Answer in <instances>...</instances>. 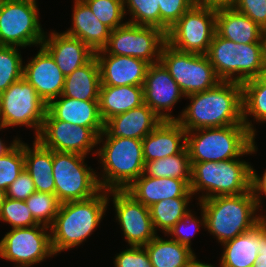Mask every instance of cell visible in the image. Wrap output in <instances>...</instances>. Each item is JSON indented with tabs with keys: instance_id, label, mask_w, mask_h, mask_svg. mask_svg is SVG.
Here are the masks:
<instances>
[{
	"instance_id": "1",
	"label": "cell",
	"mask_w": 266,
	"mask_h": 267,
	"mask_svg": "<svg viewBox=\"0 0 266 267\" xmlns=\"http://www.w3.org/2000/svg\"><path fill=\"white\" fill-rule=\"evenodd\" d=\"M190 104L176 121L188 132L243 123L242 85L220 81L215 87L185 96Z\"/></svg>"
},
{
	"instance_id": "2",
	"label": "cell",
	"mask_w": 266,
	"mask_h": 267,
	"mask_svg": "<svg viewBox=\"0 0 266 267\" xmlns=\"http://www.w3.org/2000/svg\"><path fill=\"white\" fill-rule=\"evenodd\" d=\"M108 203V191L103 189L85 200L60 203L50 226L51 245L55 256L86 241L105 217Z\"/></svg>"
},
{
	"instance_id": "3",
	"label": "cell",
	"mask_w": 266,
	"mask_h": 267,
	"mask_svg": "<svg viewBox=\"0 0 266 267\" xmlns=\"http://www.w3.org/2000/svg\"><path fill=\"white\" fill-rule=\"evenodd\" d=\"M198 202L205 216V230L221 244L251 231L263 221L262 213L257 214L261 207L251 190Z\"/></svg>"
},
{
	"instance_id": "4",
	"label": "cell",
	"mask_w": 266,
	"mask_h": 267,
	"mask_svg": "<svg viewBox=\"0 0 266 267\" xmlns=\"http://www.w3.org/2000/svg\"><path fill=\"white\" fill-rule=\"evenodd\" d=\"M255 138L244 124L187 132L190 162H221L257 152Z\"/></svg>"
},
{
	"instance_id": "5",
	"label": "cell",
	"mask_w": 266,
	"mask_h": 267,
	"mask_svg": "<svg viewBox=\"0 0 266 267\" xmlns=\"http://www.w3.org/2000/svg\"><path fill=\"white\" fill-rule=\"evenodd\" d=\"M98 144L99 149L92 155H97L101 162L103 174L97 172L101 189L125 190L143 174L145 161L142 140L98 137Z\"/></svg>"
},
{
	"instance_id": "6",
	"label": "cell",
	"mask_w": 266,
	"mask_h": 267,
	"mask_svg": "<svg viewBox=\"0 0 266 267\" xmlns=\"http://www.w3.org/2000/svg\"><path fill=\"white\" fill-rule=\"evenodd\" d=\"M240 159L191 163L190 190L193 195L202 192L197 200L239 195L250 191L252 164Z\"/></svg>"
},
{
	"instance_id": "7",
	"label": "cell",
	"mask_w": 266,
	"mask_h": 267,
	"mask_svg": "<svg viewBox=\"0 0 266 267\" xmlns=\"http://www.w3.org/2000/svg\"><path fill=\"white\" fill-rule=\"evenodd\" d=\"M206 56L221 81L240 83L257 78L265 60L263 43H236L216 32Z\"/></svg>"
},
{
	"instance_id": "8",
	"label": "cell",
	"mask_w": 266,
	"mask_h": 267,
	"mask_svg": "<svg viewBox=\"0 0 266 267\" xmlns=\"http://www.w3.org/2000/svg\"><path fill=\"white\" fill-rule=\"evenodd\" d=\"M37 0L0 2V45L21 48L40 46L46 32L41 28Z\"/></svg>"
},
{
	"instance_id": "9",
	"label": "cell",
	"mask_w": 266,
	"mask_h": 267,
	"mask_svg": "<svg viewBox=\"0 0 266 267\" xmlns=\"http://www.w3.org/2000/svg\"><path fill=\"white\" fill-rule=\"evenodd\" d=\"M86 156L53 151L55 194L60 203L85 200L100 190L97 173L85 163Z\"/></svg>"
},
{
	"instance_id": "10",
	"label": "cell",
	"mask_w": 266,
	"mask_h": 267,
	"mask_svg": "<svg viewBox=\"0 0 266 267\" xmlns=\"http://www.w3.org/2000/svg\"><path fill=\"white\" fill-rule=\"evenodd\" d=\"M47 112V104L35 88L22 78L0 94V122L5 128L26 126L38 136Z\"/></svg>"
},
{
	"instance_id": "11",
	"label": "cell",
	"mask_w": 266,
	"mask_h": 267,
	"mask_svg": "<svg viewBox=\"0 0 266 267\" xmlns=\"http://www.w3.org/2000/svg\"><path fill=\"white\" fill-rule=\"evenodd\" d=\"M160 62L185 96L209 90L221 81L206 54L182 52L165 43Z\"/></svg>"
},
{
	"instance_id": "12",
	"label": "cell",
	"mask_w": 266,
	"mask_h": 267,
	"mask_svg": "<svg viewBox=\"0 0 266 267\" xmlns=\"http://www.w3.org/2000/svg\"><path fill=\"white\" fill-rule=\"evenodd\" d=\"M216 28V7L194 4L166 33V43L176 50L206 54Z\"/></svg>"
},
{
	"instance_id": "13",
	"label": "cell",
	"mask_w": 266,
	"mask_h": 267,
	"mask_svg": "<svg viewBox=\"0 0 266 267\" xmlns=\"http://www.w3.org/2000/svg\"><path fill=\"white\" fill-rule=\"evenodd\" d=\"M165 43L166 33L160 28L126 22L111 31L107 45L95 54L136 57L151 65L160 62Z\"/></svg>"
},
{
	"instance_id": "14",
	"label": "cell",
	"mask_w": 266,
	"mask_h": 267,
	"mask_svg": "<svg viewBox=\"0 0 266 267\" xmlns=\"http://www.w3.org/2000/svg\"><path fill=\"white\" fill-rule=\"evenodd\" d=\"M49 228L38 224L6 232L0 240V258L16 263L15 267H31L55 256Z\"/></svg>"
},
{
	"instance_id": "15",
	"label": "cell",
	"mask_w": 266,
	"mask_h": 267,
	"mask_svg": "<svg viewBox=\"0 0 266 267\" xmlns=\"http://www.w3.org/2000/svg\"><path fill=\"white\" fill-rule=\"evenodd\" d=\"M99 135L92 129L57 120L48 110L35 138L43 147L88 156L98 146Z\"/></svg>"
},
{
	"instance_id": "16",
	"label": "cell",
	"mask_w": 266,
	"mask_h": 267,
	"mask_svg": "<svg viewBox=\"0 0 266 267\" xmlns=\"http://www.w3.org/2000/svg\"><path fill=\"white\" fill-rule=\"evenodd\" d=\"M110 199H113L115 218L129 246H145L156 237L148 207L126 190H109Z\"/></svg>"
},
{
	"instance_id": "17",
	"label": "cell",
	"mask_w": 266,
	"mask_h": 267,
	"mask_svg": "<svg viewBox=\"0 0 266 267\" xmlns=\"http://www.w3.org/2000/svg\"><path fill=\"white\" fill-rule=\"evenodd\" d=\"M144 103L162 121L176 120L172 108L185 95L161 62L148 66L143 84Z\"/></svg>"
},
{
	"instance_id": "18",
	"label": "cell",
	"mask_w": 266,
	"mask_h": 267,
	"mask_svg": "<svg viewBox=\"0 0 266 267\" xmlns=\"http://www.w3.org/2000/svg\"><path fill=\"white\" fill-rule=\"evenodd\" d=\"M38 53L24 65L25 78L48 105L59 97L64 88L65 75L55 63L51 54L42 46Z\"/></svg>"
},
{
	"instance_id": "19",
	"label": "cell",
	"mask_w": 266,
	"mask_h": 267,
	"mask_svg": "<svg viewBox=\"0 0 266 267\" xmlns=\"http://www.w3.org/2000/svg\"><path fill=\"white\" fill-rule=\"evenodd\" d=\"M162 120L145 103L127 112L115 115L104 122V130L99 137L134 138L142 140L151 133Z\"/></svg>"
},
{
	"instance_id": "20",
	"label": "cell",
	"mask_w": 266,
	"mask_h": 267,
	"mask_svg": "<svg viewBox=\"0 0 266 267\" xmlns=\"http://www.w3.org/2000/svg\"><path fill=\"white\" fill-rule=\"evenodd\" d=\"M50 33L48 35L46 32L41 45L51 54L65 76L95 56V52L80 39L55 30Z\"/></svg>"
},
{
	"instance_id": "21",
	"label": "cell",
	"mask_w": 266,
	"mask_h": 267,
	"mask_svg": "<svg viewBox=\"0 0 266 267\" xmlns=\"http://www.w3.org/2000/svg\"><path fill=\"white\" fill-rule=\"evenodd\" d=\"M101 86L143 85L149 64L130 56L95 54Z\"/></svg>"
},
{
	"instance_id": "22",
	"label": "cell",
	"mask_w": 266,
	"mask_h": 267,
	"mask_svg": "<svg viewBox=\"0 0 266 267\" xmlns=\"http://www.w3.org/2000/svg\"><path fill=\"white\" fill-rule=\"evenodd\" d=\"M191 180L170 177H151L142 174L125 190L144 206L175 197H193L190 190Z\"/></svg>"
},
{
	"instance_id": "23",
	"label": "cell",
	"mask_w": 266,
	"mask_h": 267,
	"mask_svg": "<svg viewBox=\"0 0 266 267\" xmlns=\"http://www.w3.org/2000/svg\"><path fill=\"white\" fill-rule=\"evenodd\" d=\"M187 132L176 120L162 121L142 139L144 161L177 155L186 148Z\"/></svg>"
},
{
	"instance_id": "24",
	"label": "cell",
	"mask_w": 266,
	"mask_h": 267,
	"mask_svg": "<svg viewBox=\"0 0 266 267\" xmlns=\"http://www.w3.org/2000/svg\"><path fill=\"white\" fill-rule=\"evenodd\" d=\"M47 110L57 120L92 128L98 135L104 130L99 101H82L60 95L47 105Z\"/></svg>"
},
{
	"instance_id": "25",
	"label": "cell",
	"mask_w": 266,
	"mask_h": 267,
	"mask_svg": "<svg viewBox=\"0 0 266 267\" xmlns=\"http://www.w3.org/2000/svg\"><path fill=\"white\" fill-rule=\"evenodd\" d=\"M215 32L236 43H263V29L232 6L216 7Z\"/></svg>"
},
{
	"instance_id": "26",
	"label": "cell",
	"mask_w": 266,
	"mask_h": 267,
	"mask_svg": "<svg viewBox=\"0 0 266 267\" xmlns=\"http://www.w3.org/2000/svg\"><path fill=\"white\" fill-rule=\"evenodd\" d=\"M73 6L72 27L64 33L80 39L94 52L102 50L112 30L95 16L83 0H74Z\"/></svg>"
},
{
	"instance_id": "27",
	"label": "cell",
	"mask_w": 266,
	"mask_h": 267,
	"mask_svg": "<svg viewBox=\"0 0 266 267\" xmlns=\"http://www.w3.org/2000/svg\"><path fill=\"white\" fill-rule=\"evenodd\" d=\"M31 148L23 141L25 170L33 179L37 192L55 194L53 150L43 147L35 138Z\"/></svg>"
},
{
	"instance_id": "28",
	"label": "cell",
	"mask_w": 266,
	"mask_h": 267,
	"mask_svg": "<svg viewBox=\"0 0 266 267\" xmlns=\"http://www.w3.org/2000/svg\"><path fill=\"white\" fill-rule=\"evenodd\" d=\"M143 103V85L100 87L99 113L103 122Z\"/></svg>"
},
{
	"instance_id": "29",
	"label": "cell",
	"mask_w": 266,
	"mask_h": 267,
	"mask_svg": "<svg viewBox=\"0 0 266 267\" xmlns=\"http://www.w3.org/2000/svg\"><path fill=\"white\" fill-rule=\"evenodd\" d=\"M100 70L96 57L65 76L62 96L82 101H99Z\"/></svg>"
},
{
	"instance_id": "30",
	"label": "cell",
	"mask_w": 266,
	"mask_h": 267,
	"mask_svg": "<svg viewBox=\"0 0 266 267\" xmlns=\"http://www.w3.org/2000/svg\"><path fill=\"white\" fill-rule=\"evenodd\" d=\"M221 245V267H253L259 251V224L251 231Z\"/></svg>"
},
{
	"instance_id": "31",
	"label": "cell",
	"mask_w": 266,
	"mask_h": 267,
	"mask_svg": "<svg viewBox=\"0 0 266 267\" xmlns=\"http://www.w3.org/2000/svg\"><path fill=\"white\" fill-rule=\"evenodd\" d=\"M144 247L153 267H187L196 256L187 246L171 238H162L158 234Z\"/></svg>"
},
{
	"instance_id": "32",
	"label": "cell",
	"mask_w": 266,
	"mask_h": 267,
	"mask_svg": "<svg viewBox=\"0 0 266 267\" xmlns=\"http://www.w3.org/2000/svg\"><path fill=\"white\" fill-rule=\"evenodd\" d=\"M241 85L243 123L255 137L257 135L256 128H254L252 120L250 121L248 117H254V120L258 123L266 122V85L258 78H252L244 81Z\"/></svg>"
},
{
	"instance_id": "33",
	"label": "cell",
	"mask_w": 266,
	"mask_h": 267,
	"mask_svg": "<svg viewBox=\"0 0 266 267\" xmlns=\"http://www.w3.org/2000/svg\"><path fill=\"white\" fill-rule=\"evenodd\" d=\"M192 197H175L161 200L149 207L150 217L155 232L159 229L162 233L168 231L189 211L188 204Z\"/></svg>"
},
{
	"instance_id": "34",
	"label": "cell",
	"mask_w": 266,
	"mask_h": 267,
	"mask_svg": "<svg viewBox=\"0 0 266 267\" xmlns=\"http://www.w3.org/2000/svg\"><path fill=\"white\" fill-rule=\"evenodd\" d=\"M191 170L189 153L185 148L177 155L145 162L143 174L151 177L191 180Z\"/></svg>"
},
{
	"instance_id": "35",
	"label": "cell",
	"mask_w": 266,
	"mask_h": 267,
	"mask_svg": "<svg viewBox=\"0 0 266 267\" xmlns=\"http://www.w3.org/2000/svg\"><path fill=\"white\" fill-rule=\"evenodd\" d=\"M24 65L19 47L0 45V94L23 78Z\"/></svg>"
},
{
	"instance_id": "36",
	"label": "cell",
	"mask_w": 266,
	"mask_h": 267,
	"mask_svg": "<svg viewBox=\"0 0 266 267\" xmlns=\"http://www.w3.org/2000/svg\"><path fill=\"white\" fill-rule=\"evenodd\" d=\"M34 220L41 225L50 227L57 215L60 202L56 194L35 191L25 200Z\"/></svg>"
},
{
	"instance_id": "37",
	"label": "cell",
	"mask_w": 266,
	"mask_h": 267,
	"mask_svg": "<svg viewBox=\"0 0 266 267\" xmlns=\"http://www.w3.org/2000/svg\"><path fill=\"white\" fill-rule=\"evenodd\" d=\"M123 3L125 16L128 13L131 16V19L126 22L160 28V11L157 0H123Z\"/></svg>"
},
{
	"instance_id": "38",
	"label": "cell",
	"mask_w": 266,
	"mask_h": 267,
	"mask_svg": "<svg viewBox=\"0 0 266 267\" xmlns=\"http://www.w3.org/2000/svg\"><path fill=\"white\" fill-rule=\"evenodd\" d=\"M24 169L23 142L19 139L8 152L0 156V188L6 191Z\"/></svg>"
},
{
	"instance_id": "39",
	"label": "cell",
	"mask_w": 266,
	"mask_h": 267,
	"mask_svg": "<svg viewBox=\"0 0 266 267\" xmlns=\"http://www.w3.org/2000/svg\"><path fill=\"white\" fill-rule=\"evenodd\" d=\"M95 16L111 30L124 25L123 0H83Z\"/></svg>"
},
{
	"instance_id": "40",
	"label": "cell",
	"mask_w": 266,
	"mask_h": 267,
	"mask_svg": "<svg viewBox=\"0 0 266 267\" xmlns=\"http://www.w3.org/2000/svg\"><path fill=\"white\" fill-rule=\"evenodd\" d=\"M0 221L11 225V229L38 225L25 201L8 197L1 207Z\"/></svg>"
},
{
	"instance_id": "41",
	"label": "cell",
	"mask_w": 266,
	"mask_h": 267,
	"mask_svg": "<svg viewBox=\"0 0 266 267\" xmlns=\"http://www.w3.org/2000/svg\"><path fill=\"white\" fill-rule=\"evenodd\" d=\"M192 210L187 211V213L179 220L166 234L167 236H171L170 238L174 241H178L184 246H187L191 249V239L194 236V233L199 232L200 227L205 229V216L203 211L201 210V218H197ZM189 229V230H188ZM192 232V233H191Z\"/></svg>"
},
{
	"instance_id": "42",
	"label": "cell",
	"mask_w": 266,
	"mask_h": 267,
	"mask_svg": "<svg viewBox=\"0 0 266 267\" xmlns=\"http://www.w3.org/2000/svg\"><path fill=\"white\" fill-rule=\"evenodd\" d=\"M160 11V29L165 33L188 11L195 0H157Z\"/></svg>"
},
{
	"instance_id": "43",
	"label": "cell",
	"mask_w": 266,
	"mask_h": 267,
	"mask_svg": "<svg viewBox=\"0 0 266 267\" xmlns=\"http://www.w3.org/2000/svg\"><path fill=\"white\" fill-rule=\"evenodd\" d=\"M113 263L115 267H153L144 246H130L117 253Z\"/></svg>"
},
{
	"instance_id": "44",
	"label": "cell",
	"mask_w": 266,
	"mask_h": 267,
	"mask_svg": "<svg viewBox=\"0 0 266 267\" xmlns=\"http://www.w3.org/2000/svg\"><path fill=\"white\" fill-rule=\"evenodd\" d=\"M231 6L248 16L262 29L266 27V0H235Z\"/></svg>"
},
{
	"instance_id": "45",
	"label": "cell",
	"mask_w": 266,
	"mask_h": 267,
	"mask_svg": "<svg viewBox=\"0 0 266 267\" xmlns=\"http://www.w3.org/2000/svg\"><path fill=\"white\" fill-rule=\"evenodd\" d=\"M36 191L33 179L24 169L14 182L7 188L6 196L11 199L25 201Z\"/></svg>"
},
{
	"instance_id": "46",
	"label": "cell",
	"mask_w": 266,
	"mask_h": 267,
	"mask_svg": "<svg viewBox=\"0 0 266 267\" xmlns=\"http://www.w3.org/2000/svg\"><path fill=\"white\" fill-rule=\"evenodd\" d=\"M251 191L259 206L262 205V198L266 196V169L261 175L257 174V171L251 166ZM262 195H264L262 197Z\"/></svg>"
},
{
	"instance_id": "47",
	"label": "cell",
	"mask_w": 266,
	"mask_h": 267,
	"mask_svg": "<svg viewBox=\"0 0 266 267\" xmlns=\"http://www.w3.org/2000/svg\"><path fill=\"white\" fill-rule=\"evenodd\" d=\"M258 254H262V256H266V223L262 221L259 224V246H258Z\"/></svg>"
},
{
	"instance_id": "48",
	"label": "cell",
	"mask_w": 266,
	"mask_h": 267,
	"mask_svg": "<svg viewBox=\"0 0 266 267\" xmlns=\"http://www.w3.org/2000/svg\"><path fill=\"white\" fill-rule=\"evenodd\" d=\"M235 0H195L196 4L209 5V6H231Z\"/></svg>"
},
{
	"instance_id": "49",
	"label": "cell",
	"mask_w": 266,
	"mask_h": 267,
	"mask_svg": "<svg viewBox=\"0 0 266 267\" xmlns=\"http://www.w3.org/2000/svg\"><path fill=\"white\" fill-rule=\"evenodd\" d=\"M18 140H19V138L16 137L11 142V144L7 145L5 142L3 143V141L0 138V156H3L6 152H8Z\"/></svg>"
},
{
	"instance_id": "50",
	"label": "cell",
	"mask_w": 266,
	"mask_h": 267,
	"mask_svg": "<svg viewBox=\"0 0 266 267\" xmlns=\"http://www.w3.org/2000/svg\"><path fill=\"white\" fill-rule=\"evenodd\" d=\"M215 264L211 265L208 263H203L201 261H198V259L196 258V256L189 262L187 267H216L214 266ZM218 267H221L220 265Z\"/></svg>"
},
{
	"instance_id": "51",
	"label": "cell",
	"mask_w": 266,
	"mask_h": 267,
	"mask_svg": "<svg viewBox=\"0 0 266 267\" xmlns=\"http://www.w3.org/2000/svg\"><path fill=\"white\" fill-rule=\"evenodd\" d=\"M253 267H266V256L258 254Z\"/></svg>"
},
{
	"instance_id": "52",
	"label": "cell",
	"mask_w": 266,
	"mask_h": 267,
	"mask_svg": "<svg viewBox=\"0 0 266 267\" xmlns=\"http://www.w3.org/2000/svg\"><path fill=\"white\" fill-rule=\"evenodd\" d=\"M263 84L266 85V59L264 60L262 69L259 76L257 77Z\"/></svg>"
},
{
	"instance_id": "53",
	"label": "cell",
	"mask_w": 266,
	"mask_h": 267,
	"mask_svg": "<svg viewBox=\"0 0 266 267\" xmlns=\"http://www.w3.org/2000/svg\"><path fill=\"white\" fill-rule=\"evenodd\" d=\"M6 198V191L0 188V210Z\"/></svg>"
},
{
	"instance_id": "54",
	"label": "cell",
	"mask_w": 266,
	"mask_h": 267,
	"mask_svg": "<svg viewBox=\"0 0 266 267\" xmlns=\"http://www.w3.org/2000/svg\"><path fill=\"white\" fill-rule=\"evenodd\" d=\"M262 40H263L264 56H265V59H266V27L263 28Z\"/></svg>"
},
{
	"instance_id": "55",
	"label": "cell",
	"mask_w": 266,
	"mask_h": 267,
	"mask_svg": "<svg viewBox=\"0 0 266 267\" xmlns=\"http://www.w3.org/2000/svg\"><path fill=\"white\" fill-rule=\"evenodd\" d=\"M4 127L2 126L1 122H0V131L3 129Z\"/></svg>"
},
{
	"instance_id": "56",
	"label": "cell",
	"mask_w": 266,
	"mask_h": 267,
	"mask_svg": "<svg viewBox=\"0 0 266 267\" xmlns=\"http://www.w3.org/2000/svg\"><path fill=\"white\" fill-rule=\"evenodd\" d=\"M263 221L266 223V216L265 215L263 216Z\"/></svg>"
}]
</instances>
